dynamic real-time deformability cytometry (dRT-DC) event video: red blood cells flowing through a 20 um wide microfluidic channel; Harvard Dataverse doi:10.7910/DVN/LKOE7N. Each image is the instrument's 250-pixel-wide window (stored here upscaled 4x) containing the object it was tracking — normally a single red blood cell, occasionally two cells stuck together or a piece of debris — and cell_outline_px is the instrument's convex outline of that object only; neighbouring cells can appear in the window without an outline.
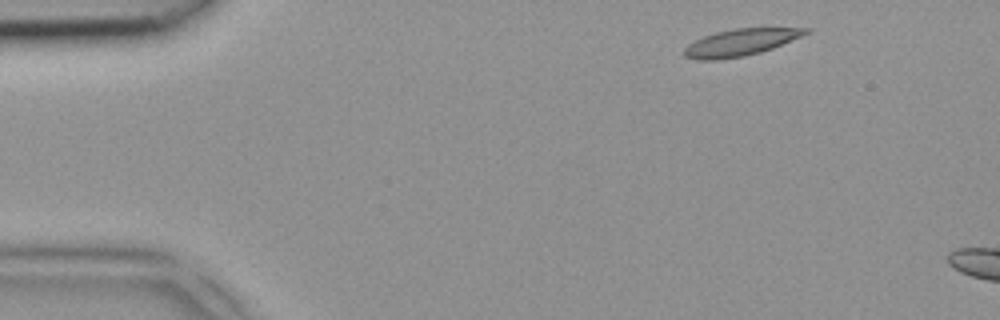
{"species": "common noctule bat (a hibernating species)", "species_latin": "Nyctalus noctula", "temperature_condition": "room temperature", "stored_images_in_passage": 3, "segment_of_instrument_passage": [2, 2], "camera_frame_rate_fps": 3000, "um_per_image_px": 0.085, "animal": {"sex": "female", "body_mass_g": 18.4}, "frame": {"image": 1, "passage_image": 3, "time_ms": 0.667, "image_size_px": [1000, 320], "cell_outline_px": [[808, 32], [800, 36], [772, 48], [760, 52], [744, 56], [716, 60], [696, 60], [684, 56], [684, 48], [688, 44], [704, 36], [716, 32], [736, 28], [808, 28]], "centroid_in_image_um": [62.87, 3.61], "position_along_channel_um": 22.1, "area_um2": 18.67}}